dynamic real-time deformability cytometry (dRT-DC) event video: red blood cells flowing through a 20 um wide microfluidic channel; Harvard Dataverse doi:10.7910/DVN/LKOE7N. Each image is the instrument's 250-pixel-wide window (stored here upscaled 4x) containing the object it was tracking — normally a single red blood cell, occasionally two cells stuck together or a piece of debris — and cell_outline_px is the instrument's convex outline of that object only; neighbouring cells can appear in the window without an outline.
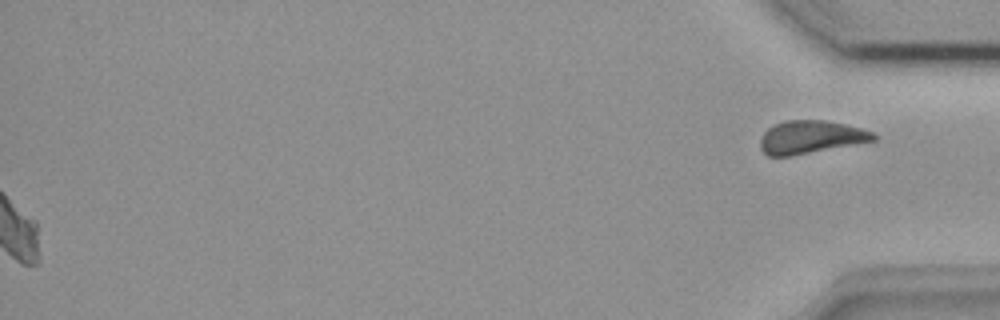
{"species": "common noctule bat (a hibernating species)", "species_latin": "Nyctalus noctula", "temperature_condition": "room temperature", "stored_images_in_passage": 42, "segment_of_instrument_passage": [2, 2], "camera_frame_rate_fps": 3000, "um_per_image_px": 0.085, "animal": {"sex": "female", "body_mass_g": 18.4}, "frame": {"image": 1, "passage_image": 42, "time_ms": 13.667, "image_size_px": [1000, 320], "cell_outline_px": [[880, 136], [876, 140], [856, 144], [788, 156], [768, 156], [760, 148], [760, 140], [764, 132], [768, 128], [784, 120], [824, 120], [844, 124], [860, 128], [872, 132]], "centroid_in_image_um": [68.91, 11.65], "position_along_channel_um": 366.3, "area_um2": 21.62}}